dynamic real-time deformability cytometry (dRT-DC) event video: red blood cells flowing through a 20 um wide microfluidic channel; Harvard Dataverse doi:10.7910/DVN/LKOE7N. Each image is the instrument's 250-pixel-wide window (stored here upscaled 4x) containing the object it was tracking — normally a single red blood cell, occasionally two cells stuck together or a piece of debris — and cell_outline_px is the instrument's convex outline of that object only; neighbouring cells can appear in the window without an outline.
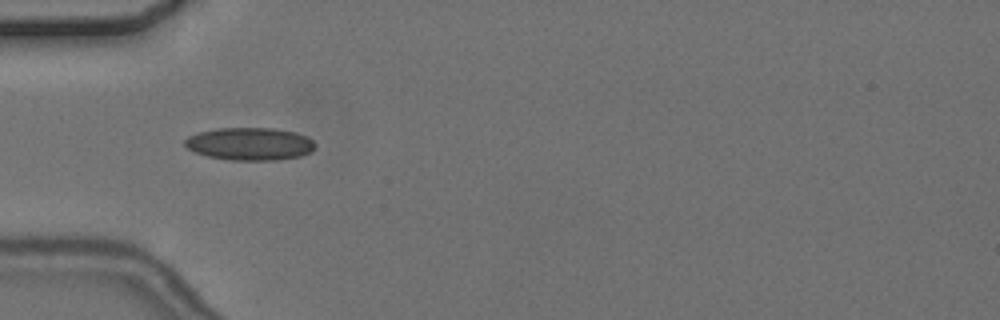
{"species": "common noctule bat (a hibernating species)", "species_latin": "Nyctalus noctula", "temperature_condition": "cold", "stored_images_in_passage": 2, "camera_frame_rate_fps": 3000, "um_per_image_px": 0.085, "animal": {"sex": "female", "body_mass_g": 24.6, "forearm_length_mm": 56.2}, "frame": {"image": 1, "passage_image": 1, "time_ms": 0.0, "image_size_px": [1000, 320], "cell_outline_px": [[316, 148], [312, 152], [300, 156], [276, 160], [228, 160], [208, 156], [196, 152], [188, 148], [184, 144], [184, 140], [188, 136], [200, 132], [220, 128], [272, 128], [296, 132], [308, 136], [316, 144]], "centroid_in_image_um": [21.28, 12.23], "position_along_channel_um": 63.7, "area_um2": 24.91}}
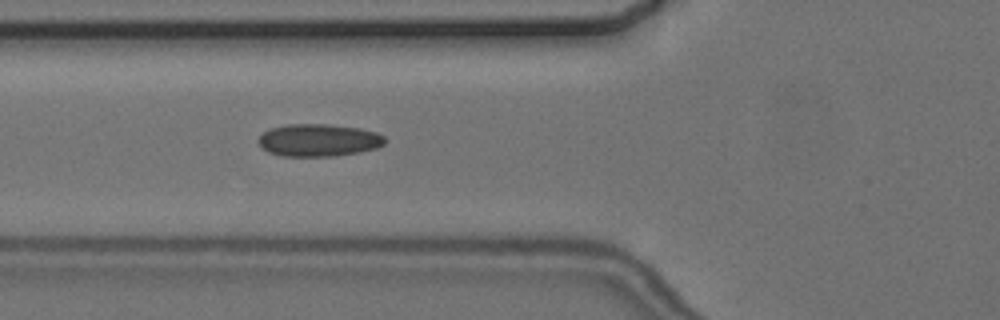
{"frame": {"image": 2, "passage_image": 2, "time_ms": 1.0, "image_size_px": [1000, 320], "cell_outline_px": [[384, 144], [376, 148], [360, 152], [336, 156], [280, 156], [268, 152], [256, 140], [264, 132], [272, 128], [288, 124], [328, 124], [360, 128], [376, 132], [384, 136]], "centroid_in_image_um": [27.08, 11.92], "position_along_channel_um": 98.7, "area_um2": 23.93}}